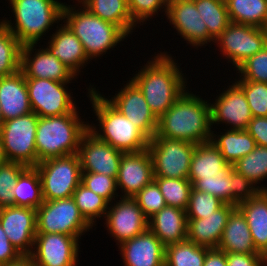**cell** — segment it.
<instances>
[{
  "mask_svg": "<svg viewBox=\"0 0 267 266\" xmlns=\"http://www.w3.org/2000/svg\"><path fill=\"white\" fill-rule=\"evenodd\" d=\"M79 241L62 233H37L29 256L36 266H78Z\"/></svg>",
  "mask_w": 267,
  "mask_h": 266,
  "instance_id": "4fadbf2b",
  "label": "cell"
},
{
  "mask_svg": "<svg viewBox=\"0 0 267 266\" xmlns=\"http://www.w3.org/2000/svg\"><path fill=\"white\" fill-rule=\"evenodd\" d=\"M148 229L165 246L184 241L187 239L186 210L166 206L148 219Z\"/></svg>",
  "mask_w": 267,
  "mask_h": 266,
  "instance_id": "484cf974",
  "label": "cell"
},
{
  "mask_svg": "<svg viewBox=\"0 0 267 266\" xmlns=\"http://www.w3.org/2000/svg\"><path fill=\"white\" fill-rule=\"evenodd\" d=\"M246 131L254 138L257 146L267 147V117H253Z\"/></svg>",
  "mask_w": 267,
  "mask_h": 266,
  "instance_id": "681fc988",
  "label": "cell"
},
{
  "mask_svg": "<svg viewBox=\"0 0 267 266\" xmlns=\"http://www.w3.org/2000/svg\"><path fill=\"white\" fill-rule=\"evenodd\" d=\"M77 154L81 172L101 173L117 178L123 152L99 140L89 130L82 135Z\"/></svg>",
  "mask_w": 267,
  "mask_h": 266,
  "instance_id": "ac0fdd59",
  "label": "cell"
},
{
  "mask_svg": "<svg viewBox=\"0 0 267 266\" xmlns=\"http://www.w3.org/2000/svg\"><path fill=\"white\" fill-rule=\"evenodd\" d=\"M123 266H164L165 245L149 229L118 246Z\"/></svg>",
  "mask_w": 267,
  "mask_h": 266,
  "instance_id": "7402d4cb",
  "label": "cell"
},
{
  "mask_svg": "<svg viewBox=\"0 0 267 266\" xmlns=\"http://www.w3.org/2000/svg\"><path fill=\"white\" fill-rule=\"evenodd\" d=\"M230 184H232V205L234 206L248 201L260 191L255 184L233 168L230 170Z\"/></svg>",
  "mask_w": 267,
  "mask_h": 266,
  "instance_id": "c3c4849f",
  "label": "cell"
},
{
  "mask_svg": "<svg viewBox=\"0 0 267 266\" xmlns=\"http://www.w3.org/2000/svg\"><path fill=\"white\" fill-rule=\"evenodd\" d=\"M209 248L188 239L165 246L164 266H203Z\"/></svg>",
  "mask_w": 267,
  "mask_h": 266,
  "instance_id": "e575fe53",
  "label": "cell"
},
{
  "mask_svg": "<svg viewBox=\"0 0 267 266\" xmlns=\"http://www.w3.org/2000/svg\"><path fill=\"white\" fill-rule=\"evenodd\" d=\"M209 35L215 40L229 25L225 0H194Z\"/></svg>",
  "mask_w": 267,
  "mask_h": 266,
  "instance_id": "d590c367",
  "label": "cell"
},
{
  "mask_svg": "<svg viewBox=\"0 0 267 266\" xmlns=\"http://www.w3.org/2000/svg\"><path fill=\"white\" fill-rule=\"evenodd\" d=\"M235 82L242 88L253 117H267V83Z\"/></svg>",
  "mask_w": 267,
  "mask_h": 266,
  "instance_id": "f6af8a7d",
  "label": "cell"
},
{
  "mask_svg": "<svg viewBox=\"0 0 267 266\" xmlns=\"http://www.w3.org/2000/svg\"><path fill=\"white\" fill-rule=\"evenodd\" d=\"M153 180V163L148 149L122 154L116 178L120 197H134Z\"/></svg>",
  "mask_w": 267,
  "mask_h": 266,
  "instance_id": "44dd1931",
  "label": "cell"
},
{
  "mask_svg": "<svg viewBox=\"0 0 267 266\" xmlns=\"http://www.w3.org/2000/svg\"><path fill=\"white\" fill-rule=\"evenodd\" d=\"M244 215L253 244L259 253L267 248V190H260L236 206Z\"/></svg>",
  "mask_w": 267,
  "mask_h": 266,
  "instance_id": "83f0119b",
  "label": "cell"
},
{
  "mask_svg": "<svg viewBox=\"0 0 267 266\" xmlns=\"http://www.w3.org/2000/svg\"><path fill=\"white\" fill-rule=\"evenodd\" d=\"M7 161L8 160H7L5 153H4V148L2 145V139H1V135H0V165H2L3 163H5Z\"/></svg>",
  "mask_w": 267,
  "mask_h": 266,
  "instance_id": "11a10c76",
  "label": "cell"
},
{
  "mask_svg": "<svg viewBox=\"0 0 267 266\" xmlns=\"http://www.w3.org/2000/svg\"><path fill=\"white\" fill-rule=\"evenodd\" d=\"M14 17L12 21L3 17L0 21L24 46L38 42L55 24L62 22L65 4L59 0H8ZM5 18V19H4ZM50 29V30H49ZM44 35V36H43Z\"/></svg>",
  "mask_w": 267,
  "mask_h": 266,
  "instance_id": "277c9868",
  "label": "cell"
},
{
  "mask_svg": "<svg viewBox=\"0 0 267 266\" xmlns=\"http://www.w3.org/2000/svg\"><path fill=\"white\" fill-rule=\"evenodd\" d=\"M38 116L34 112L3 121L0 135L8 161L19 162L27 167L38 164L35 145Z\"/></svg>",
  "mask_w": 267,
  "mask_h": 266,
  "instance_id": "52a82bcc",
  "label": "cell"
},
{
  "mask_svg": "<svg viewBox=\"0 0 267 266\" xmlns=\"http://www.w3.org/2000/svg\"><path fill=\"white\" fill-rule=\"evenodd\" d=\"M159 52L152 55L154 57L129 78L142 92L150 110L158 119L188 89L186 73L181 71L174 56L165 50Z\"/></svg>",
  "mask_w": 267,
  "mask_h": 266,
  "instance_id": "6da1fadb",
  "label": "cell"
},
{
  "mask_svg": "<svg viewBox=\"0 0 267 266\" xmlns=\"http://www.w3.org/2000/svg\"><path fill=\"white\" fill-rule=\"evenodd\" d=\"M109 236L114 237L116 245L145 232L148 219L133 198L119 197L108 205L104 217Z\"/></svg>",
  "mask_w": 267,
  "mask_h": 266,
  "instance_id": "5bb4252c",
  "label": "cell"
},
{
  "mask_svg": "<svg viewBox=\"0 0 267 266\" xmlns=\"http://www.w3.org/2000/svg\"><path fill=\"white\" fill-rule=\"evenodd\" d=\"M219 48L221 56L227 63L231 62L237 69L249 57L267 45L266 28L230 22L227 28L215 39L214 45ZM235 67V68H234Z\"/></svg>",
  "mask_w": 267,
  "mask_h": 266,
  "instance_id": "8fae6325",
  "label": "cell"
},
{
  "mask_svg": "<svg viewBox=\"0 0 267 266\" xmlns=\"http://www.w3.org/2000/svg\"><path fill=\"white\" fill-rule=\"evenodd\" d=\"M212 129L211 142L219 149L228 164H235L248 155L257 145L246 130H227L215 134Z\"/></svg>",
  "mask_w": 267,
  "mask_h": 266,
  "instance_id": "4dcf8cb0",
  "label": "cell"
},
{
  "mask_svg": "<svg viewBox=\"0 0 267 266\" xmlns=\"http://www.w3.org/2000/svg\"><path fill=\"white\" fill-rule=\"evenodd\" d=\"M230 83L210 103L211 127L224 123L227 130H246L253 118L251 109L242 88L234 80Z\"/></svg>",
  "mask_w": 267,
  "mask_h": 266,
  "instance_id": "9a60e30c",
  "label": "cell"
},
{
  "mask_svg": "<svg viewBox=\"0 0 267 266\" xmlns=\"http://www.w3.org/2000/svg\"><path fill=\"white\" fill-rule=\"evenodd\" d=\"M132 198L139 205L147 219L167 206L160 188L154 180Z\"/></svg>",
  "mask_w": 267,
  "mask_h": 266,
  "instance_id": "7dc6e473",
  "label": "cell"
},
{
  "mask_svg": "<svg viewBox=\"0 0 267 266\" xmlns=\"http://www.w3.org/2000/svg\"><path fill=\"white\" fill-rule=\"evenodd\" d=\"M79 108L69 114L38 118L35 138L38 163L78 153L80 139L90 122L81 119Z\"/></svg>",
  "mask_w": 267,
  "mask_h": 266,
  "instance_id": "5b68a950",
  "label": "cell"
},
{
  "mask_svg": "<svg viewBox=\"0 0 267 266\" xmlns=\"http://www.w3.org/2000/svg\"><path fill=\"white\" fill-rule=\"evenodd\" d=\"M35 168L40 175L44 201L72 197L81 183L78 154L47 159Z\"/></svg>",
  "mask_w": 267,
  "mask_h": 266,
  "instance_id": "ba28073f",
  "label": "cell"
},
{
  "mask_svg": "<svg viewBox=\"0 0 267 266\" xmlns=\"http://www.w3.org/2000/svg\"><path fill=\"white\" fill-rule=\"evenodd\" d=\"M196 144L189 141L153 137L148 151L153 163L154 177L188 179Z\"/></svg>",
  "mask_w": 267,
  "mask_h": 266,
  "instance_id": "30bf717a",
  "label": "cell"
},
{
  "mask_svg": "<svg viewBox=\"0 0 267 266\" xmlns=\"http://www.w3.org/2000/svg\"><path fill=\"white\" fill-rule=\"evenodd\" d=\"M224 203L212 194L198 191L192 187L186 208L187 219H203L214 214Z\"/></svg>",
  "mask_w": 267,
  "mask_h": 266,
  "instance_id": "60d3db41",
  "label": "cell"
},
{
  "mask_svg": "<svg viewBox=\"0 0 267 266\" xmlns=\"http://www.w3.org/2000/svg\"><path fill=\"white\" fill-rule=\"evenodd\" d=\"M0 225L21 255H30L36 232V209L7 206L0 208Z\"/></svg>",
  "mask_w": 267,
  "mask_h": 266,
  "instance_id": "d6986e66",
  "label": "cell"
},
{
  "mask_svg": "<svg viewBox=\"0 0 267 266\" xmlns=\"http://www.w3.org/2000/svg\"><path fill=\"white\" fill-rule=\"evenodd\" d=\"M227 164L219 149L211 141L196 144L188 179L193 185L200 179L216 178L218 172Z\"/></svg>",
  "mask_w": 267,
  "mask_h": 266,
  "instance_id": "f546056e",
  "label": "cell"
},
{
  "mask_svg": "<svg viewBox=\"0 0 267 266\" xmlns=\"http://www.w3.org/2000/svg\"><path fill=\"white\" fill-rule=\"evenodd\" d=\"M21 47L18 39L0 21V78L20 70Z\"/></svg>",
  "mask_w": 267,
  "mask_h": 266,
  "instance_id": "74e56055",
  "label": "cell"
},
{
  "mask_svg": "<svg viewBox=\"0 0 267 266\" xmlns=\"http://www.w3.org/2000/svg\"><path fill=\"white\" fill-rule=\"evenodd\" d=\"M227 266H263L261 254L226 253Z\"/></svg>",
  "mask_w": 267,
  "mask_h": 266,
  "instance_id": "816d5d0a",
  "label": "cell"
},
{
  "mask_svg": "<svg viewBox=\"0 0 267 266\" xmlns=\"http://www.w3.org/2000/svg\"><path fill=\"white\" fill-rule=\"evenodd\" d=\"M32 111L38 117L72 113L77 104L68 89L73 82H58L42 78H25ZM69 90V91H68Z\"/></svg>",
  "mask_w": 267,
  "mask_h": 266,
  "instance_id": "7c38bea8",
  "label": "cell"
},
{
  "mask_svg": "<svg viewBox=\"0 0 267 266\" xmlns=\"http://www.w3.org/2000/svg\"><path fill=\"white\" fill-rule=\"evenodd\" d=\"M73 199L81 215L94 228L96 220H104L109 203L101 196L97 195L82 183L73 192Z\"/></svg>",
  "mask_w": 267,
  "mask_h": 266,
  "instance_id": "8d00e7d4",
  "label": "cell"
},
{
  "mask_svg": "<svg viewBox=\"0 0 267 266\" xmlns=\"http://www.w3.org/2000/svg\"><path fill=\"white\" fill-rule=\"evenodd\" d=\"M81 183L103 197L109 204L120 197L115 177H109L101 173L82 172Z\"/></svg>",
  "mask_w": 267,
  "mask_h": 266,
  "instance_id": "7bdbcfd3",
  "label": "cell"
},
{
  "mask_svg": "<svg viewBox=\"0 0 267 266\" xmlns=\"http://www.w3.org/2000/svg\"><path fill=\"white\" fill-rule=\"evenodd\" d=\"M217 248L225 253L261 254L256 250L248 223L237 207L228 218Z\"/></svg>",
  "mask_w": 267,
  "mask_h": 266,
  "instance_id": "4316f807",
  "label": "cell"
},
{
  "mask_svg": "<svg viewBox=\"0 0 267 266\" xmlns=\"http://www.w3.org/2000/svg\"><path fill=\"white\" fill-rule=\"evenodd\" d=\"M234 205L223 204L203 219H187V239L198 246L217 248Z\"/></svg>",
  "mask_w": 267,
  "mask_h": 266,
  "instance_id": "cb8c5ba5",
  "label": "cell"
},
{
  "mask_svg": "<svg viewBox=\"0 0 267 266\" xmlns=\"http://www.w3.org/2000/svg\"><path fill=\"white\" fill-rule=\"evenodd\" d=\"M166 18L180 38L197 50L215 41L209 35L194 0H168Z\"/></svg>",
  "mask_w": 267,
  "mask_h": 266,
  "instance_id": "2e32d148",
  "label": "cell"
},
{
  "mask_svg": "<svg viewBox=\"0 0 267 266\" xmlns=\"http://www.w3.org/2000/svg\"><path fill=\"white\" fill-rule=\"evenodd\" d=\"M27 168L19 162L7 161L0 165V208L13 205L14 188L19 175Z\"/></svg>",
  "mask_w": 267,
  "mask_h": 266,
  "instance_id": "ee69618b",
  "label": "cell"
},
{
  "mask_svg": "<svg viewBox=\"0 0 267 266\" xmlns=\"http://www.w3.org/2000/svg\"><path fill=\"white\" fill-rule=\"evenodd\" d=\"M127 81L125 86L115 92L114 97L109 96L106 100L152 139L157 133L158 118L150 110L139 88L131 80Z\"/></svg>",
  "mask_w": 267,
  "mask_h": 266,
  "instance_id": "e0dca14e",
  "label": "cell"
},
{
  "mask_svg": "<svg viewBox=\"0 0 267 266\" xmlns=\"http://www.w3.org/2000/svg\"><path fill=\"white\" fill-rule=\"evenodd\" d=\"M93 86L90 84L89 88H86L88 90L87 97L92 104V111L97 116L96 121L98 122L97 125H95L96 123H88V130L99 140L110 144L123 153L147 149L150 139L115 109L106 100V97Z\"/></svg>",
  "mask_w": 267,
  "mask_h": 266,
  "instance_id": "3957f363",
  "label": "cell"
},
{
  "mask_svg": "<svg viewBox=\"0 0 267 266\" xmlns=\"http://www.w3.org/2000/svg\"><path fill=\"white\" fill-rule=\"evenodd\" d=\"M232 168V164H227L218 172L216 178L197 180L192 187L216 196L224 204L232 205V184H230V170Z\"/></svg>",
  "mask_w": 267,
  "mask_h": 266,
  "instance_id": "ab89813d",
  "label": "cell"
},
{
  "mask_svg": "<svg viewBox=\"0 0 267 266\" xmlns=\"http://www.w3.org/2000/svg\"><path fill=\"white\" fill-rule=\"evenodd\" d=\"M0 266H36L29 255H22L17 261Z\"/></svg>",
  "mask_w": 267,
  "mask_h": 266,
  "instance_id": "db71d44e",
  "label": "cell"
},
{
  "mask_svg": "<svg viewBox=\"0 0 267 266\" xmlns=\"http://www.w3.org/2000/svg\"><path fill=\"white\" fill-rule=\"evenodd\" d=\"M93 15L117 25L128 37L138 27L128 8V0H76Z\"/></svg>",
  "mask_w": 267,
  "mask_h": 266,
  "instance_id": "f1b7e54d",
  "label": "cell"
},
{
  "mask_svg": "<svg viewBox=\"0 0 267 266\" xmlns=\"http://www.w3.org/2000/svg\"><path fill=\"white\" fill-rule=\"evenodd\" d=\"M92 229L73 197L44 201L36 209L37 233H62L82 239L81 236Z\"/></svg>",
  "mask_w": 267,
  "mask_h": 266,
  "instance_id": "9c48e42d",
  "label": "cell"
},
{
  "mask_svg": "<svg viewBox=\"0 0 267 266\" xmlns=\"http://www.w3.org/2000/svg\"><path fill=\"white\" fill-rule=\"evenodd\" d=\"M236 71L240 77L235 78V81L267 83V45L244 61Z\"/></svg>",
  "mask_w": 267,
  "mask_h": 266,
  "instance_id": "b9f144b4",
  "label": "cell"
},
{
  "mask_svg": "<svg viewBox=\"0 0 267 266\" xmlns=\"http://www.w3.org/2000/svg\"><path fill=\"white\" fill-rule=\"evenodd\" d=\"M210 100L188 89L158 119L154 137L189 141L195 144L210 142L212 129Z\"/></svg>",
  "mask_w": 267,
  "mask_h": 266,
  "instance_id": "7a4b0ae2",
  "label": "cell"
},
{
  "mask_svg": "<svg viewBox=\"0 0 267 266\" xmlns=\"http://www.w3.org/2000/svg\"><path fill=\"white\" fill-rule=\"evenodd\" d=\"M36 47L37 44H28L21 47L20 70L24 73L25 78H42L58 82H72L78 79L46 47L41 46L40 48V45L39 49Z\"/></svg>",
  "mask_w": 267,
  "mask_h": 266,
  "instance_id": "ffe728a7",
  "label": "cell"
},
{
  "mask_svg": "<svg viewBox=\"0 0 267 266\" xmlns=\"http://www.w3.org/2000/svg\"><path fill=\"white\" fill-rule=\"evenodd\" d=\"M263 266H267V248L261 253Z\"/></svg>",
  "mask_w": 267,
  "mask_h": 266,
  "instance_id": "9f6ffc18",
  "label": "cell"
},
{
  "mask_svg": "<svg viewBox=\"0 0 267 266\" xmlns=\"http://www.w3.org/2000/svg\"><path fill=\"white\" fill-rule=\"evenodd\" d=\"M168 0H128V8L132 21L138 28L146 24V21L152 20L153 17L164 12L166 16ZM140 24V25H139Z\"/></svg>",
  "mask_w": 267,
  "mask_h": 266,
  "instance_id": "bcb514c9",
  "label": "cell"
},
{
  "mask_svg": "<svg viewBox=\"0 0 267 266\" xmlns=\"http://www.w3.org/2000/svg\"><path fill=\"white\" fill-rule=\"evenodd\" d=\"M0 111L3 121L33 112L21 70L0 78Z\"/></svg>",
  "mask_w": 267,
  "mask_h": 266,
  "instance_id": "d4e9b609",
  "label": "cell"
},
{
  "mask_svg": "<svg viewBox=\"0 0 267 266\" xmlns=\"http://www.w3.org/2000/svg\"><path fill=\"white\" fill-rule=\"evenodd\" d=\"M21 256L19 251L11 244L0 225V265L17 261Z\"/></svg>",
  "mask_w": 267,
  "mask_h": 266,
  "instance_id": "f907efd6",
  "label": "cell"
},
{
  "mask_svg": "<svg viewBox=\"0 0 267 266\" xmlns=\"http://www.w3.org/2000/svg\"><path fill=\"white\" fill-rule=\"evenodd\" d=\"M203 266H227L226 253L218 248L208 249Z\"/></svg>",
  "mask_w": 267,
  "mask_h": 266,
  "instance_id": "f5cc1de1",
  "label": "cell"
},
{
  "mask_svg": "<svg viewBox=\"0 0 267 266\" xmlns=\"http://www.w3.org/2000/svg\"><path fill=\"white\" fill-rule=\"evenodd\" d=\"M75 3L64 4L62 21L81 41L90 61H96L97 57L108 53L110 49L114 50L117 44L127 39L128 36L117 25L93 15L78 1Z\"/></svg>",
  "mask_w": 267,
  "mask_h": 266,
  "instance_id": "8992f818",
  "label": "cell"
},
{
  "mask_svg": "<svg viewBox=\"0 0 267 266\" xmlns=\"http://www.w3.org/2000/svg\"><path fill=\"white\" fill-rule=\"evenodd\" d=\"M52 33L48 43H46L47 50L58 58L76 76H81V69H84L86 65L90 63L81 41L70 28L65 23L62 24V22L60 25H57L55 31Z\"/></svg>",
  "mask_w": 267,
  "mask_h": 266,
  "instance_id": "603a6c76",
  "label": "cell"
},
{
  "mask_svg": "<svg viewBox=\"0 0 267 266\" xmlns=\"http://www.w3.org/2000/svg\"><path fill=\"white\" fill-rule=\"evenodd\" d=\"M3 123L2 116H1V111H0V126Z\"/></svg>",
  "mask_w": 267,
  "mask_h": 266,
  "instance_id": "6f0895ef",
  "label": "cell"
},
{
  "mask_svg": "<svg viewBox=\"0 0 267 266\" xmlns=\"http://www.w3.org/2000/svg\"><path fill=\"white\" fill-rule=\"evenodd\" d=\"M230 22L267 27V0H225Z\"/></svg>",
  "mask_w": 267,
  "mask_h": 266,
  "instance_id": "d6a6232c",
  "label": "cell"
},
{
  "mask_svg": "<svg viewBox=\"0 0 267 266\" xmlns=\"http://www.w3.org/2000/svg\"><path fill=\"white\" fill-rule=\"evenodd\" d=\"M233 169L250 180L258 189L267 190V185L263 184L267 179V147L256 146L248 155L233 164Z\"/></svg>",
  "mask_w": 267,
  "mask_h": 266,
  "instance_id": "836d02e7",
  "label": "cell"
},
{
  "mask_svg": "<svg viewBox=\"0 0 267 266\" xmlns=\"http://www.w3.org/2000/svg\"><path fill=\"white\" fill-rule=\"evenodd\" d=\"M167 206L186 210L192 183L189 179L154 177Z\"/></svg>",
  "mask_w": 267,
  "mask_h": 266,
  "instance_id": "f35d334b",
  "label": "cell"
},
{
  "mask_svg": "<svg viewBox=\"0 0 267 266\" xmlns=\"http://www.w3.org/2000/svg\"><path fill=\"white\" fill-rule=\"evenodd\" d=\"M13 205L37 209L44 202L40 175L35 167H27L18 177Z\"/></svg>",
  "mask_w": 267,
  "mask_h": 266,
  "instance_id": "1f68e13d",
  "label": "cell"
}]
</instances>
